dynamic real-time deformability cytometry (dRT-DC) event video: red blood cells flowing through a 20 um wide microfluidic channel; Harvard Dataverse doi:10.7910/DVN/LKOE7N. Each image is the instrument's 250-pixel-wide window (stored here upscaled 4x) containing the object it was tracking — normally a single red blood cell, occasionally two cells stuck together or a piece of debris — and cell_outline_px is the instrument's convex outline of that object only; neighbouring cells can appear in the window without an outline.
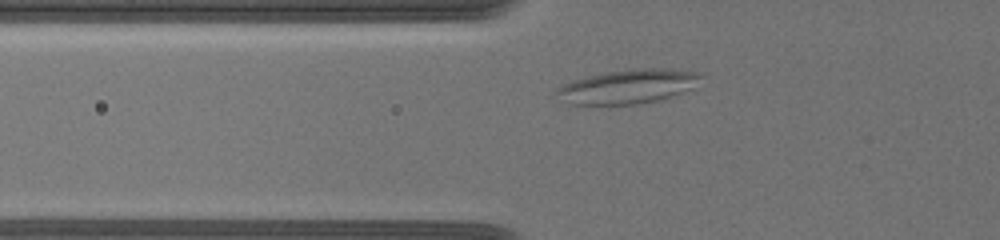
{"species": "common noctule bat (a hibernating species)", "species_latin": "Nyctalus noctula", "temperature_condition": "warm", "stored_images_in_passage": 41, "camera_frame_rate_fps": 3000, "um_per_image_px": 0.085, "animal": {"sex": "female", "body_mass_g": 19.5, "forearm_length_mm": 54.1}, "frame": {"image": 1, "passage_image": 6, "time_ms": 2.667, "image_size_px": [1000, 240], "cell_outline_px": [[700, 76], [692, 88], [672, 96], [640, 104], [568, 104], [552, 92], [556, 88], [572, 80], [604, 72], [640, 68], [664, 68], [700, 72]], "centroid_in_image_um": [53.32, 7.35], "position_along_channel_um": 72.5, "area_um2": 28.5}}
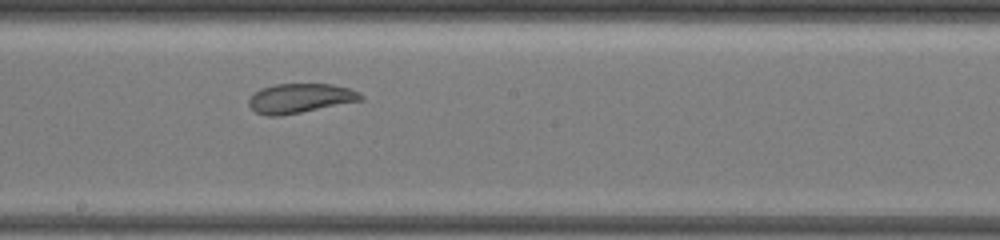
{"frame": {"image": 2, "passage_image": 17, "time_ms": 7.0, "image_size_px": [1000, 240], "cell_outline_px": [[364, 100], [280, 116], [268, 116], [256, 112], [248, 104], [248, 100], [252, 92], [260, 88], [272, 84], [332, 84], [348, 88], [360, 92], [364, 96]], "centroid_in_image_um": [25.49, 8.34], "position_along_channel_um": 222.7, "area_um2": 19.42}}
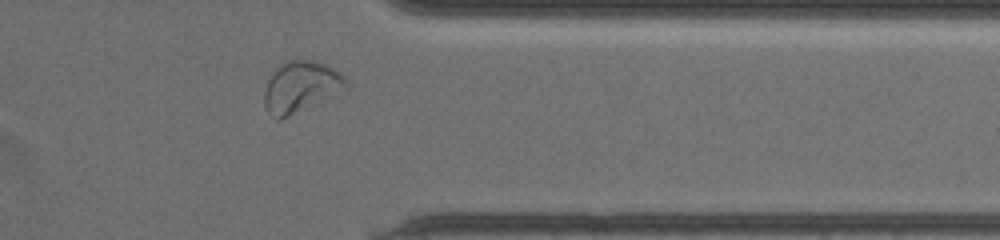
{"frame": {"image": 3, "passage_image": 34, "time_ms": 11.667, "image_size_px": [1000, 240], "cell_outline_px": [[348, 88], [280, 120], [276, 120], [268, 112], [264, 104], [264, 92], [268, 80], [276, 68], [288, 60], [312, 60], [324, 64], [340, 72], [348, 80]], "centroid_in_image_um": [25.57, 7.38], "position_along_channel_um": 385.8, "area_um2": 24.04}, "authors_computed_cell_mechanics": {"area_um2": 20.4034, "velocity_mm_per_s": 3.554, "shape_relaxation_time_tau1_ms": null, "shape_relaxation_time_tau2_ms": 2.9919, "deformation_change_tau1": null, "deformation_change_tau2": 0.0899}}